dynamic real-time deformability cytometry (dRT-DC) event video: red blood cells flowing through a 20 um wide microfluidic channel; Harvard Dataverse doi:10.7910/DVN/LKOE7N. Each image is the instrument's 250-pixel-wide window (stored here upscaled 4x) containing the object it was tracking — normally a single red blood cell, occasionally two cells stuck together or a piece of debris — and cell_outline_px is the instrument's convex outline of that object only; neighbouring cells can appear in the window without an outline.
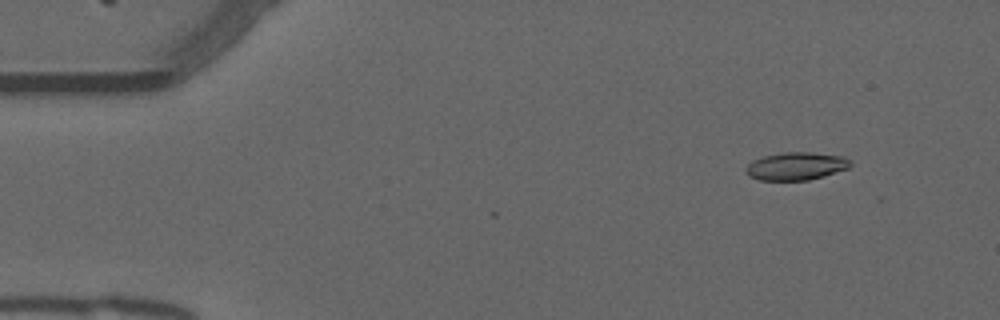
{"species": "common noctule bat (a hibernating species)", "species_latin": "Nyctalus noctula", "temperature_condition": "warm", "stored_images_in_passage": 53, "camera_frame_rate_fps": 3000, "um_per_image_px": 0.085, "animal": {"sex": "male", "forearm_length_mm": 52.5}, "frame": {"image": 1, "passage_image": 4, "time_ms": 1.0, "image_size_px": [1000, 320], "cell_outline_px": [[852, 164], [848, 168], [824, 176], [808, 180], [760, 180], [748, 176], [744, 172], [744, 168], [752, 160], [764, 156], [784, 152], [812, 152], [844, 156]], "centroid_in_image_um": [67.63, 14.12], "position_along_channel_um": 17.4, "area_um2": 17.05}}
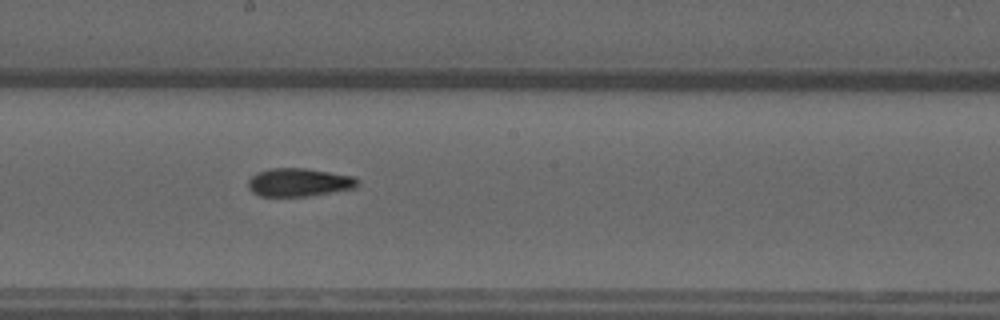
{"frame": {"image": 2, "passage_image": 28, "time_ms": 9.0, "image_size_px": [1000, 320], "cell_outline_px": [[356, 188], [308, 196], [260, 196], [252, 192], [248, 188], [248, 180], [256, 172], [268, 168], [304, 168], [352, 176], [356, 180]], "centroid_in_image_um": [25.34, 15.5], "position_along_channel_um": 222.9, "area_um2": 17.86}}
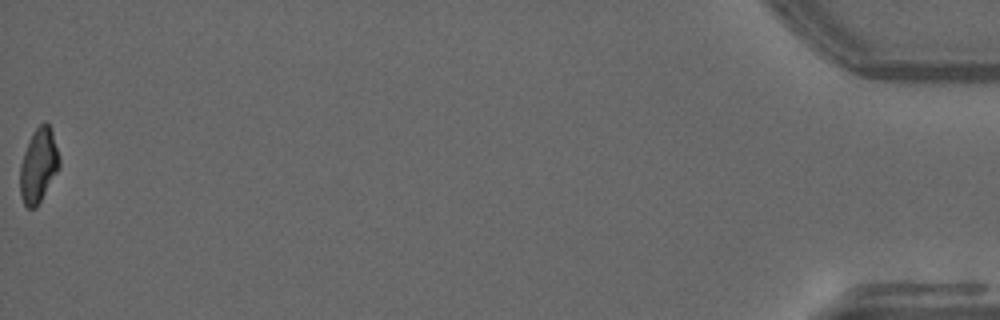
{"frame": {"image": 3, "passage_image": 53, "time_ms": 17.333, "image_size_px": [1000, 320], "cell_outline_px": [[60, 168], [36, 208], [28, 208], [24, 204], [20, 196], [20, 164], [24, 152], [32, 132], [44, 120], [48, 124], [52, 132], [60, 160]], "centroid_in_image_um": [3.27, 14.08], "position_along_channel_um": 431.9, "area_um2": 16.99}, "authors_computed_cell_mechanics": {"area_um2": 17.8602, "velocity_mm_per_s": 3.7712, "shape_relaxation_time_tau1_ms": null, "shape_relaxation_time_tau2_ms": 2.4566, "deformation_change_tau1": null, "deformation_change_tau2": 0.0882}}